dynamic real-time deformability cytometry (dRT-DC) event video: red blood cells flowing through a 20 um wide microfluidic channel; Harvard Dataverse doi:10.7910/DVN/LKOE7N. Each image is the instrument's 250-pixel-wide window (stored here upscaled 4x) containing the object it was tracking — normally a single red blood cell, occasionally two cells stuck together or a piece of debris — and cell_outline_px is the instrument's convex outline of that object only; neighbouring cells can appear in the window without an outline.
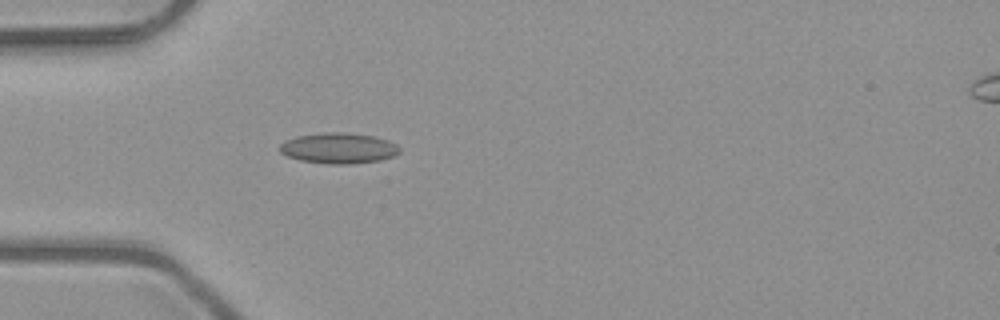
{"species": "common noctule bat (a hibernating species)", "species_latin": "Nyctalus noctula", "temperature_condition": "room temperature", "stored_images_in_passage": 5, "camera_frame_rate_fps": 3000, "um_per_image_px": 0.085, "animal": {"sex": "male", "body_mass_g": 23.1, "forearm_length_mm": 52.7}, "frame": {"image": 1, "passage_image": 4, "time_ms": 1.0, "image_size_px": [1000, 320], "cell_outline_px": [[400, 152], [396, 156], [380, 160], [344, 164], [332, 164], [300, 160], [288, 156], [280, 152], [280, 144], [284, 140], [296, 136], [324, 132], [344, 132], [372, 136], [388, 140], [396, 144], [400, 148]], "centroid_in_image_um": [28.78, 12.58], "position_along_channel_um": 56.2, "area_um2": 21.39}}